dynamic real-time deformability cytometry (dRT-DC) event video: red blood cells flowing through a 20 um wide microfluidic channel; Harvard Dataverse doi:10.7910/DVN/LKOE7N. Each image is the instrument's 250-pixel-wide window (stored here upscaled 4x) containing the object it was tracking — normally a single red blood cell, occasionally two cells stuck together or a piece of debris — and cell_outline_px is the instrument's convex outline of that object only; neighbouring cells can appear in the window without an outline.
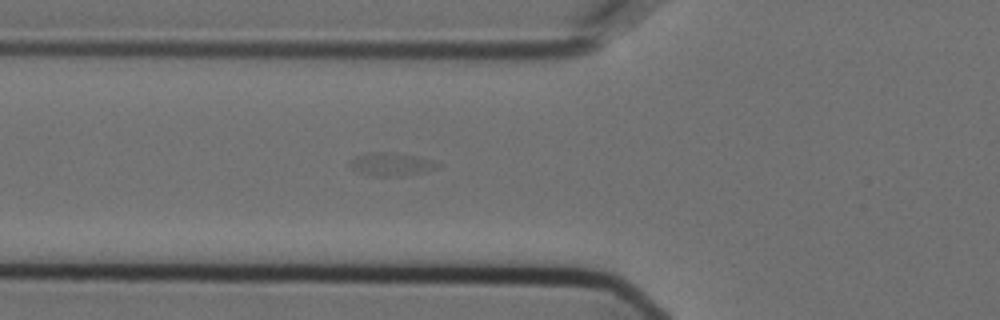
{"species": "Egyptian fruit bat (a non-hibernating species)", "species_latin": "Rousettus aegyptiacus", "temperature_condition": "cold", "stored_images_in_passage": 44, "segment_of_instrument_passage": [1, 2], "camera_frame_rate_fps": 3000, "um_per_image_px": 0.085, "animal": {"sex": "female"}, "frame": {"image": 1, "passage_image": 9, "time_ms": 2.667, "image_size_px": [1000, 320], "cell_outline_px": [[444, 164], [440, 168], [404, 176], [376, 176], [360, 172], [352, 168], [348, 164], [356, 156], [372, 152], [384, 152], [412, 156], [432, 160]], "centroid_in_image_um": [33.32, 13.97], "position_along_channel_um": 92.5, "area_um2": 11.62}}
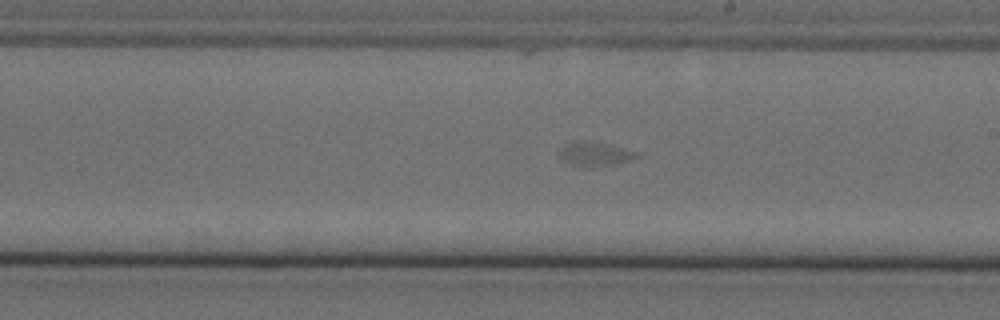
{"frame": {"image": 2, "passage_image": 21, "time_ms": 6.667, "image_size_px": [1000, 320], "cell_outline_px": [[640, 156], [628, 160], [612, 164], [592, 168], [584, 168], [572, 164], [564, 160], [560, 156], [560, 148], [572, 140], [588, 140], [636, 152]], "centroid_in_image_um": [50.49, 13.09], "position_along_channel_um": 238.5, "area_um2": 10.69}}
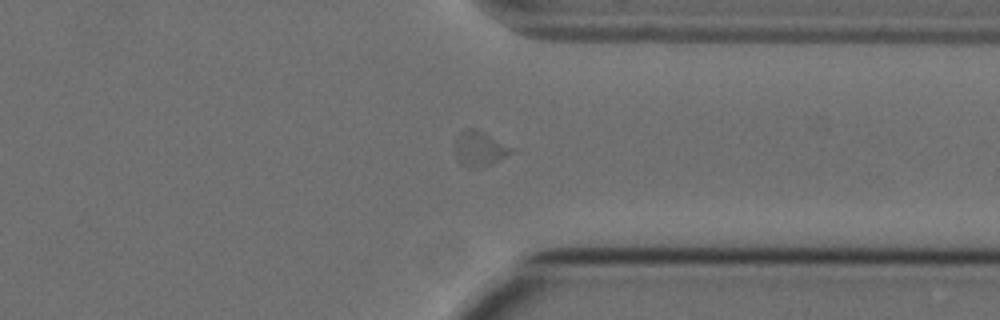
{"frame": {"image": 3, "passage_image": 32, "time_ms": 10.333, "image_size_px": [1000, 320], "cell_outline_px": [[520, 148], [516, 152], [488, 164], [476, 168], [468, 168], [460, 164], [456, 156], [456, 140], [460, 132], [468, 128], [476, 128]], "centroid_in_image_um": [40.88, 12.61], "position_along_channel_um": 370.5, "area_um2": 11.91}}